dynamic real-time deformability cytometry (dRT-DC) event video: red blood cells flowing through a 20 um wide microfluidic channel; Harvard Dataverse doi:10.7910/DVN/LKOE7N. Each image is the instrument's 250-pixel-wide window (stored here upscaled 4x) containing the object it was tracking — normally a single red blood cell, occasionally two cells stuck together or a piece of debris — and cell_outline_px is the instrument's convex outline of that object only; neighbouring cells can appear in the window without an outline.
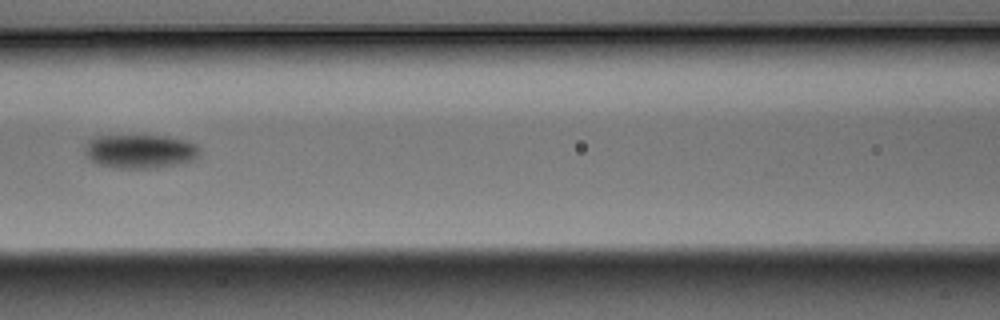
{"species": "Egyptian fruit bat (a non-hibernating species)", "species_latin": "Rousettus aegyptiacus", "temperature_condition": "warm", "stored_images_in_passage": 7, "camera_frame_rate_fps": 3000, "um_per_image_px": 0.085, "animal": {"sex": "male"}, "frame": {"image": 1, "passage_image": 7, "time_ms": 2.0, "image_size_px": [1000, 320], "cell_outline_px": [[200, 156], [196, 160], [180, 164], [156, 168], [116, 168], [100, 164], [92, 160], [84, 152], [84, 144], [88, 140], [96, 136], [168, 136], [188, 140], [196, 144], [200, 148]], "centroid_in_image_um": [11.97, 12.86], "position_along_channel_um": 154.6, "area_um2": 23.0}}